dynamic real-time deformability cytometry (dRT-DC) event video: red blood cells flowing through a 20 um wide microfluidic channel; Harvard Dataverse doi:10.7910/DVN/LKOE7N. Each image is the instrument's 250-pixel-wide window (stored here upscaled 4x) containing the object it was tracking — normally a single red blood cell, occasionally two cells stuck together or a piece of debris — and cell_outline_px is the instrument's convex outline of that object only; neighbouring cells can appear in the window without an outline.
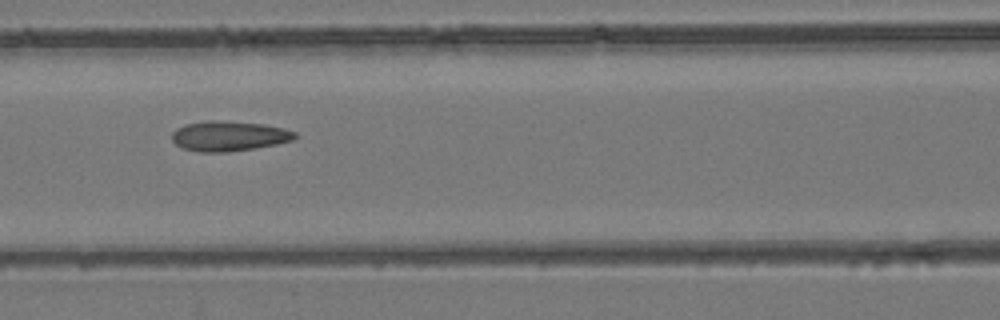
{"species": "common noctule bat (a hibernating species)", "species_latin": "Nyctalus noctula", "temperature_condition": "room temperature", "stored_images_in_passage": 8, "camera_frame_rate_fps": 3000, "um_per_image_px": 0.085, "animal": {"sex": "female", "body_mass_g": 24.6, "forearm_length_mm": 56.2}, "frame": {"image": 1, "passage_image": 7, "time_ms": 7.667, "image_size_px": [1000, 320], "cell_outline_px": [[296, 140], [256, 148], [228, 152], [200, 152], [180, 148], [172, 140], [172, 132], [176, 128], [184, 124], [208, 120], [216, 120], [260, 124], [284, 128], [296, 132]], "centroid_in_image_um": [19.44, 11.57], "position_along_channel_um": 147.2, "area_um2": 21.68}}
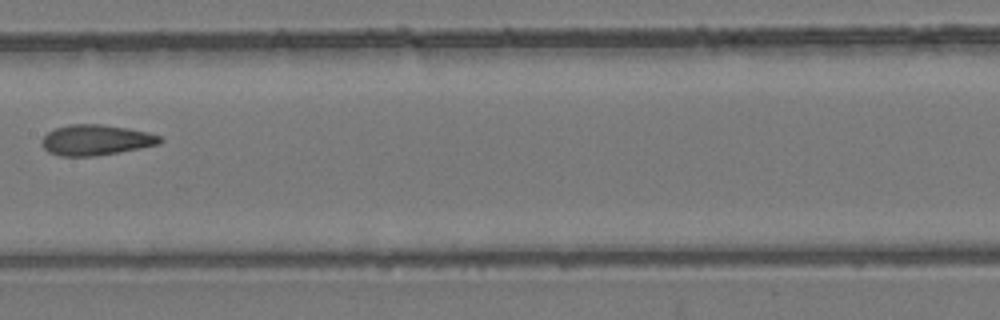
{"frame": {"image": 2, "passage_image": 8, "time_ms": 9.0, "image_size_px": [1000, 320], "cell_outline_px": [[164, 140], [160, 144], [140, 148], [96, 156], [60, 156], [48, 152], [44, 148], [40, 140], [48, 132], [56, 128], [68, 124], [100, 124], [128, 128], [148, 132], [160, 136]], "centroid_in_image_um": [8.15, 11.9], "position_along_channel_um": 199.2, "area_um2": 21.1}}